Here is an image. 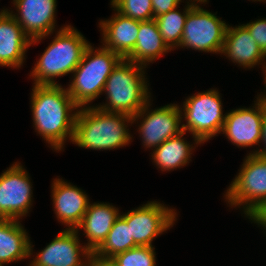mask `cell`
I'll list each match as a JSON object with an SVG mask.
<instances>
[{"mask_svg":"<svg viewBox=\"0 0 266 266\" xmlns=\"http://www.w3.org/2000/svg\"><path fill=\"white\" fill-rule=\"evenodd\" d=\"M254 38L262 52L266 55V19H260L244 25Z\"/></svg>","mask_w":266,"mask_h":266,"instance_id":"27","label":"cell"},{"mask_svg":"<svg viewBox=\"0 0 266 266\" xmlns=\"http://www.w3.org/2000/svg\"><path fill=\"white\" fill-rule=\"evenodd\" d=\"M254 222L261 224L266 229V207L253 219Z\"/></svg>","mask_w":266,"mask_h":266,"instance_id":"31","label":"cell"},{"mask_svg":"<svg viewBox=\"0 0 266 266\" xmlns=\"http://www.w3.org/2000/svg\"><path fill=\"white\" fill-rule=\"evenodd\" d=\"M119 210L113 205L105 203H94L88 205L86 213L80 225L88 238L85 245L93 254L105 241L108 232L111 230L115 220L120 216Z\"/></svg>","mask_w":266,"mask_h":266,"instance_id":"18","label":"cell"},{"mask_svg":"<svg viewBox=\"0 0 266 266\" xmlns=\"http://www.w3.org/2000/svg\"><path fill=\"white\" fill-rule=\"evenodd\" d=\"M191 1H192V0H191ZM194 1H195V0H194ZM196 1H198V2H200V3H201V2H203V3H204V2H207V0H196Z\"/></svg>","mask_w":266,"mask_h":266,"instance_id":"33","label":"cell"},{"mask_svg":"<svg viewBox=\"0 0 266 266\" xmlns=\"http://www.w3.org/2000/svg\"><path fill=\"white\" fill-rule=\"evenodd\" d=\"M95 51V52H94ZM123 58L105 48L94 50L89 44L74 73V79L67 88L72 100L81 108L97 99L103 93L106 80L111 71Z\"/></svg>","mask_w":266,"mask_h":266,"instance_id":"5","label":"cell"},{"mask_svg":"<svg viewBox=\"0 0 266 266\" xmlns=\"http://www.w3.org/2000/svg\"><path fill=\"white\" fill-rule=\"evenodd\" d=\"M140 21L117 12L112 19L100 22L105 48L125 59L134 49Z\"/></svg>","mask_w":266,"mask_h":266,"instance_id":"17","label":"cell"},{"mask_svg":"<svg viewBox=\"0 0 266 266\" xmlns=\"http://www.w3.org/2000/svg\"><path fill=\"white\" fill-rule=\"evenodd\" d=\"M20 16L13 15L31 44L51 34L55 28L56 0H14Z\"/></svg>","mask_w":266,"mask_h":266,"instance_id":"14","label":"cell"},{"mask_svg":"<svg viewBox=\"0 0 266 266\" xmlns=\"http://www.w3.org/2000/svg\"><path fill=\"white\" fill-rule=\"evenodd\" d=\"M262 142L265 143V148L263 150H258L253 152V154H257L258 156L266 158V109L264 106V116H263V122H262V135H261Z\"/></svg>","mask_w":266,"mask_h":266,"instance_id":"29","label":"cell"},{"mask_svg":"<svg viewBox=\"0 0 266 266\" xmlns=\"http://www.w3.org/2000/svg\"><path fill=\"white\" fill-rule=\"evenodd\" d=\"M228 25L195 5L187 15L180 46L221 53Z\"/></svg>","mask_w":266,"mask_h":266,"instance_id":"8","label":"cell"},{"mask_svg":"<svg viewBox=\"0 0 266 266\" xmlns=\"http://www.w3.org/2000/svg\"><path fill=\"white\" fill-rule=\"evenodd\" d=\"M145 66L122 59L111 71L103 92L109 104L98 106L102 111L135 116L149 101L148 86L144 78Z\"/></svg>","mask_w":266,"mask_h":266,"instance_id":"3","label":"cell"},{"mask_svg":"<svg viewBox=\"0 0 266 266\" xmlns=\"http://www.w3.org/2000/svg\"><path fill=\"white\" fill-rule=\"evenodd\" d=\"M230 184L226 198L231 206L245 204L251 220L266 207V158L250 153Z\"/></svg>","mask_w":266,"mask_h":266,"instance_id":"6","label":"cell"},{"mask_svg":"<svg viewBox=\"0 0 266 266\" xmlns=\"http://www.w3.org/2000/svg\"><path fill=\"white\" fill-rule=\"evenodd\" d=\"M184 133L180 132L154 149L152 158L162 171H170L188 163L193 147L182 139Z\"/></svg>","mask_w":266,"mask_h":266,"instance_id":"22","label":"cell"},{"mask_svg":"<svg viewBox=\"0 0 266 266\" xmlns=\"http://www.w3.org/2000/svg\"><path fill=\"white\" fill-rule=\"evenodd\" d=\"M195 5V2L188 4L182 14L174 8L155 18L161 37L170 49L180 46L187 15Z\"/></svg>","mask_w":266,"mask_h":266,"instance_id":"24","label":"cell"},{"mask_svg":"<svg viewBox=\"0 0 266 266\" xmlns=\"http://www.w3.org/2000/svg\"><path fill=\"white\" fill-rule=\"evenodd\" d=\"M148 107L149 101L135 116L132 117V123L138 118L143 117V121L139 126V131L142 135L145 147L156 148L167 139L174 137L183 131L182 128H180L182 126H179L181 123L182 112L178 105H166L155 109L153 112L151 111V113L146 111L149 110Z\"/></svg>","mask_w":266,"mask_h":266,"instance_id":"11","label":"cell"},{"mask_svg":"<svg viewBox=\"0 0 266 266\" xmlns=\"http://www.w3.org/2000/svg\"><path fill=\"white\" fill-rule=\"evenodd\" d=\"M221 132L237 146L258 145L261 141L264 104L258 98L255 109L238 108L225 115Z\"/></svg>","mask_w":266,"mask_h":266,"instance_id":"13","label":"cell"},{"mask_svg":"<svg viewBox=\"0 0 266 266\" xmlns=\"http://www.w3.org/2000/svg\"><path fill=\"white\" fill-rule=\"evenodd\" d=\"M78 230L66 229L37 254L31 266H91L92 253L81 247ZM81 247V248H80ZM80 252L87 258L86 264L81 261Z\"/></svg>","mask_w":266,"mask_h":266,"instance_id":"12","label":"cell"},{"mask_svg":"<svg viewBox=\"0 0 266 266\" xmlns=\"http://www.w3.org/2000/svg\"><path fill=\"white\" fill-rule=\"evenodd\" d=\"M91 266H118L112 259H92Z\"/></svg>","mask_w":266,"mask_h":266,"instance_id":"30","label":"cell"},{"mask_svg":"<svg viewBox=\"0 0 266 266\" xmlns=\"http://www.w3.org/2000/svg\"><path fill=\"white\" fill-rule=\"evenodd\" d=\"M81 109L77 110L73 143L82 148L108 150L130 142L131 136L125 121L132 123L131 116L105 112L97 107Z\"/></svg>","mask_w":266,"mask_h":266,"instance_id":"2","label":"cell"},{"mask_svg":"<svg viewBox=\"0 0 266 266\" xmlns=\"http://www.w3.org/2000/svg\"><path fill=\"white\" fill-rule=\"evenodd\" d=\"M111 4L118 13L126 17L138 21L153 19L151 0H112Z\"/></svg>","mask_w":266,"mask_h":266,"instance_id":"26","label":"cell"},{"mask_svg":"<svg viewBox=\"0 0 266 266\" xmlns=\"http://www.w3.org/2000/svg\"><path fill=\"white\" fill-rule=\"evenodd\" d=\"M52 197L57 218L69 230H76L80 225L89 205L87 195L80 188L54 179Z\"/></svg>","mask_w":266,"mask_h":266,"instance_id":"15","label":"cell"},{"mask_svg":"<svg viewBox=\"0 0 266 266\" xmlns=\"http://www.w3.org/2000/svg\"><path fill=\"white\" fill-rule=\"evenodd\" d=\"M169 50L171 49L161 37L155 19L140 21L136 45L125 59L146 66Z\"/></svg>","mask_w":266,"mask_h":266,"instance_id":"21","label":"cell"},{"mask_svg":"<svg viewBox=\"0 0 266 266\" xmlns=\"http://www.w3.org/2000/svg\"><path fill=\"white\" fill-rule=\"evenodd\" d=\"M31 39L14 19L12 11L0 12V66L20 67Z\"/></svg>","mask_w":266,"mask_h":266,"instance_id":"16","label":"cell"},{"mask_svg":"<svg viewBox=\"0 0 266 266\" xmlns=\"http://www.w3.org/2000/svg\"><path fill=\"white\" fill-rule=\"evenodd\" d=\"M31 103L36 130L55 150L63 148L68 136L73 140L75 120L80 108L61 85H34Z\"/></svg>","mask_w":266,"mask_h":266,"instance_id":"1","label":"cell"},{"mask_svg":"<svg viewBox=\"0 0 266 266\" xmlns=\"http://www.w3.org/2000/svg\"><path fill=\"white\" fill-rule=\"evenodd\" d=\"M265 69V73H266V66L264 65L263 66ZM265 84H266V74H265ZM260 99L262 100L264 106H265V109H266V96L264 95L262 98L260 97Z\"/></svg>","mask_w":266,"mask_h":266,"instance_id":"32","label":"cell"},{"mask_svg":"<svg viewBox=\"0 0 266 266\" xmlns=\"http://www.w3.org/2000/svg\"><path fill=\"white\" fill-rule=\"evenodd\" d=\"M153 8V19L177 8L181 0H151Z\"/></svg>","mask_w":266,"mask_h":266,"instance_id":"28","label":"cell"},{"mask_svg":"<svg viewBox=\"0 0 266 266\" xmlns=\"http://www.w3.org/2000/svg\"><path fill=\"white\" fill-rule=\"evenodd\" d=\"M136 247L131 237L130 225L120 215L114 222L107 238L102 245L92 254V259H111L116 254Z\"/></svg>","mask_w":266,"mask_h":266,"instance_id":"23","label":"cell"},{"mask_svg":"<svg viewBox=\"0 0 266 266\" xmlns=\"http://www.w3.org/2000/svg\"><path fill=\"white\" fill-rule=\"evenodd\" d=\"M175 215L173 209L153 201L121 216L130 225L136 246H152L155 237L173 226Z\"/></svg>","mask_w":266,"mask_h":266,"instance_id":"9","label":"cell"},{"mask_svg":"<svg viewBox=\"0 0 266 266\" xmlns=\"http://www.w3.org/2000/svg\"><path fill=\"white\" fill-rule=\"evenodd\" d=\"M89 43L71 26L59 30L33 68L35 85H57L54 77L72 73Z\"/></svg>","mask_w":266,"mask_h":266,"instance_id":"4","label":"cell"},{"mask_svg":"<svg viewBox=\"0 0 266 266\" xmlns=\"http://www.w3.org/2000/svg\"><path fill=\"white\" fill-rule=\"evenodd\" d=\"M221 53L246 68H252L266 58L244 24L236 28L227 27Z\"/></svg>","mask_w":266,"mask_h":266,"instance_id":"19","label":"cell"},{"mask_svg":"<svg viewBox=\"0 0 266 266\" xmlns=\"http://www.w3.org/2000/svg\"><path fill=\"white\" fill-rule=\"evenodd\" d=\"M18 220L0 219V266L32 255V246Z\"/></svg>","mask_w":266,"mask_h":266,"instance_id":"20","label":"cell"},{"mask_svg":"<svg viewBox=\"0 0 266 266\" xmlns=\"http://www.w3.org/2000/svg\"><path fill=\"white\" fill-rule=\"evenodd\" d=\"M153 246H136L111 258L118 266H155Z\"/></svg>","mask_w":266,"mask_h":266,"instance_id":"25","label":"cell"},{"mask_svg":"<svg viewBox=\"0 0 266 266\" xmlns=\"http://www.w3.org/2000/svg\"><path fill=\"white\" fill-rule=\"evenodd\" d=\"M220 94L216 90L198 93L184 102L183 131H190L196 144L204 143L217 133H221L225 117L222 112Z\"/></svg>","mask_w":266,"mask_h":266,"instance_id":"7","label":"cell"},{"mask_svg":"<svg viewBox=\"0 0 266 266\" xmlns=\"http://www.w3.org/2000/svg\"><path fill=\"white\" fill-rule=\"evenodd\" d=\"M31 183L24 168L13 164L0 175V219H14L26 215L31 206Z\"/></svg>","mask_w":266,"mask_h":266,"instance_id":"10","label":"cell"}]
</instances>
